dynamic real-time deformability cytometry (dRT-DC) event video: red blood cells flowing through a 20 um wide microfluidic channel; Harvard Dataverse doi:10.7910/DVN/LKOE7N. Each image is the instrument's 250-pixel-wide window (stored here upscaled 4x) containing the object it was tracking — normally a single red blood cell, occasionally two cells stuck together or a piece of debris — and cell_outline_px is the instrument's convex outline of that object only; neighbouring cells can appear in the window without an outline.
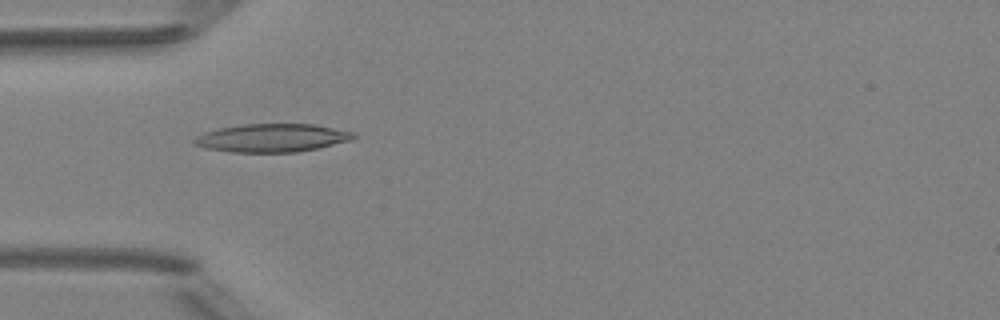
{"species": "Egyptian fruit bat (a non-hibernating species)", "species_latin": "Rousettus aegyptiacus", "temperature_condition": "room temperature", "stored_images_in_passage": 5, "camera_frame_rate_fps": 3000, "um_per_image_px": 0.085, "animal": {"sex": "female"}, "frame": {"image": 1, "passage_image": 2, "time_ms": 1.333, "image_size_px": [1000, 320], "cell_outline_px": [[356, 136], [352, 140], [316, 148], [296, 152], [228, 152], [204, 148], [192, 144], [192, 140], [196, 136], [204, 132], [216, 128], [244, 124], [312, 124], [356, 132]], "centroid_in_image_um": [23.07, 11.72], "position_along_channel_um": 61.9, "area_um2": 26.36}}
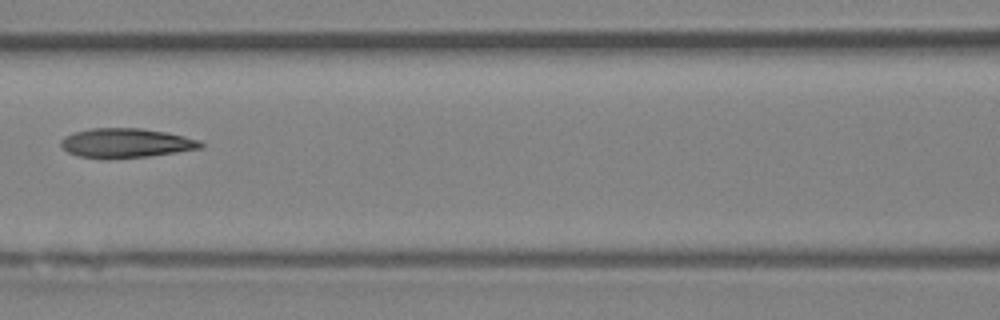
{"frame": {"image": 2, "passage_image": 4, "time_ms": 3.667, "image_size_px": [1000, 320], "cell_outline_px": [[204, 148], [148, 156], [104, 160], [80, 156], [68, 152], [60, 144], [60, 140], [64, 136], [72, 132], [92, 128], [140, 128], [164, 132], [184, 136], [200, 140], [204, 144]], "centroid_in_image_um": [10.69, 12.17], "position_along_channel_um": 155.9, "area_um2": 24.16}}
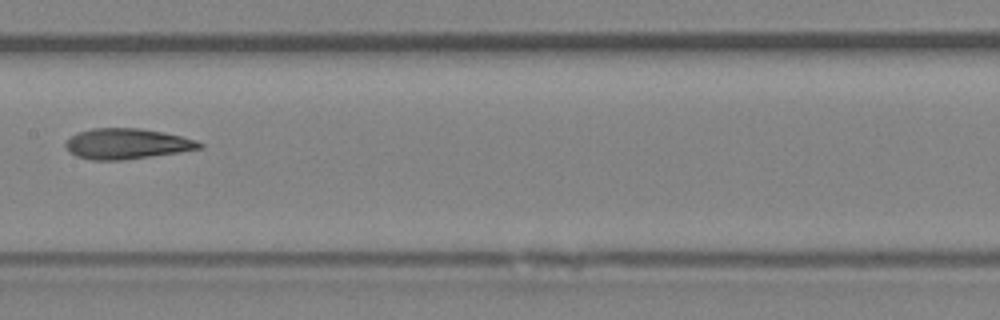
{"frame": {"image": 3, "passage_image": 5, "time_ms": 4.667, "image_size_px": [1000, 320], "cell_outline_px": [[204, 148], [180, 152], [124, 160], [92, 160], [76, 156], [68, 152], [64, 144], [76, 132], [92, 128], [140, 128], [180, 136], [196, 140], [204, 144]], "centroid_in_image_um": [10.77, 12.23], "position_along_channel_um": 196.6, "area_um2": 23.87}}